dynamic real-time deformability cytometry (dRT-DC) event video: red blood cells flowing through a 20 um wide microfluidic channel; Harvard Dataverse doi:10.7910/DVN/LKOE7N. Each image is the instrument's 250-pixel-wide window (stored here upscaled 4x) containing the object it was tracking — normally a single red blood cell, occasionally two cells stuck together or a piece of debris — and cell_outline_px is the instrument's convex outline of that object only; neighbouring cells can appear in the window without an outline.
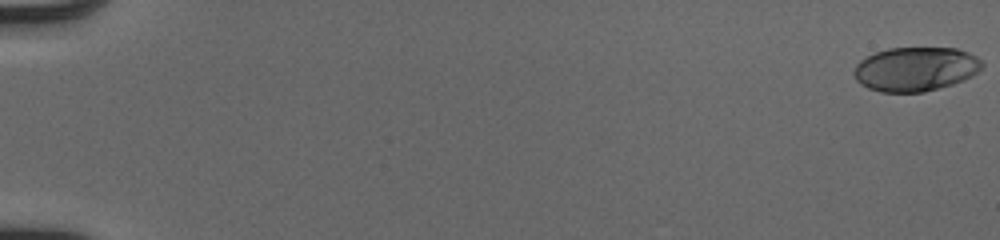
{"species": "human", "species_latin": "Homo sapiens", "temperature_condition": "cold", "stored_images_in_passage": 53, "camera_frame_rate_fps": 3000, "um_per_image_px": 0.085, "donor": {"sex": "male"}, "frame": {"image": 1, "passage_image": 1, "time_ms": 0.0, "image_size_px": [1000, 240], "cell_outline_px": [[984, 64], [972, 76], [964, 80], [940, 88], [924, 92], [880, 92], [868, 88], [860, 84], [856, 80], [852, 72], [856, 64], [860, 60], [876, 52], [888, 48], [956, 48], [968, 52], [976, 56]], "centroid_in_image_um": [77.8, 5.87], "position_along_channel_um": 7.2, "area_um2": 33.06}}
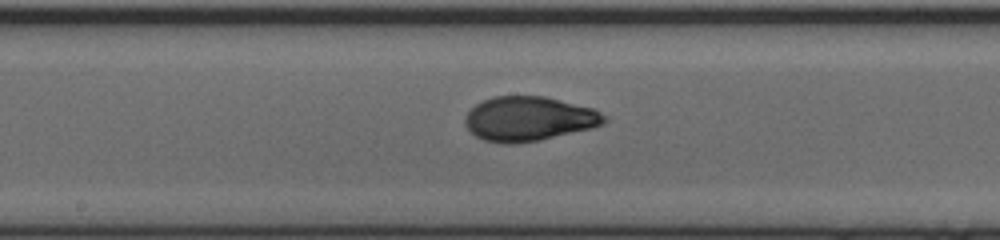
{"frame": {"image": 2, "passage_image": 30, "time_ms": 9.667, "image_size_px": [1000, 240], "cell_outline_px": [[608, 120], [604, 124], [592, 128], [540, 140], [512, 144], [500, 144], [484, 140], [476, 136], [464, 124], [464, 116], [476, 104], [492, 96], [544, 96], [592, 108], [608, 116]], "centroid_in_image_um": [44.96, 10.1], "position_along_channel_um": 203.2, "area_um2": 36.18}}
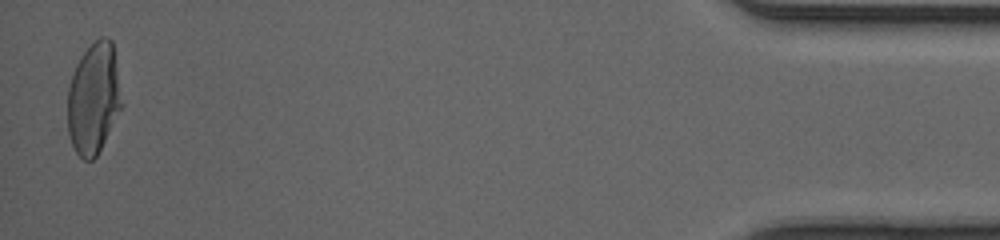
{"frame": {"image": 3, "passage_image": 52, "time_ms": 17.0, "image_size_px": [1000, 240], "cell_outline_px": [[124, 104], [96, 156], [92, 160], [84, 160], [76, 152], [68, 136], [68, 88], [76, 64], [80, 56], [100, 36], [108, 36], [112, 40]], "centroid_in_image_um": [7.98, 8.35], "position_along_channel_um": 427.2, "area_um2": 35.26}, "authors_computed_cell_mechanics": {"area_um2": 35.0268, "velocity_mm_per_s": 4.118, "shape_relaxation_time_tau1_ms": 5.8557, "shape_relaxation_time_tau2_ms": 0.7836, "deformation_change_tau1": 0.2429, "deformation_change_tau2": 0.0535}}